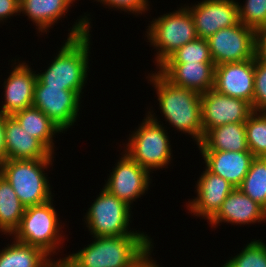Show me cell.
<instances>
[{
	"instance_id": "8992f818",
	"label": "cell",
	"mask_w": 266,
	"mask_h": 267,
	"mask_svg": "<svg viewBox=\"0 0 266 267\" xmlns=\"http://www.w3.org/2000/svg\"><path fill=\"white\" fill-rule=\"evenodd\" d=\"M58 216L53 199L43 204L26 207L21 222L11 238L36 246L51 257L64 243L65 235H61L63 234L61 228L64 226L61 227Z\"/></svg>"
},
{
	"instance_id": "6da1fadb",
	"label": "cell",
	"mask_w": 266,
	"mask_h": 267,
	"mask_svg": "<svg viewBox=\"0 0 266 267\" xmlns=\"http://www.w3.org/2000/svg\"><path fill=\"white\" fill-rule=\"evenodd\" d=\"M87 15L73 24L67 40L62 44L44 72L37 79L46 87L65 88L82 96L89 72L91 21Z\"/></svg>"
},
{
	"instance_id": "d6a6232c",
	"label": "cell",
	"mask_w": 266,
	"mask_h": 267,
	"mask_svg": "<svg viewBox=\"0 0 266 267\" xmlns=\"http://www.w3.org/2000/svg\"><path fill=\"white\" fill-rule=\"evenodd\" d=\"M19 4L20 0H0V22L19 15Z\"/></svg>"
},
{
	"instance_id": "e575fe53",
	"label": "cell",
	"mask_w": 266,
	"mask_h": 267,
	"mask_svg": "<svg viewBox=\"0 0 266 267\" xmlns=\"http://www.w3.org/2000/svg\"><path fill=\"white\" fill-rule=\"evenodd\" d=\"M257 54L266 60V29L257 32Z\"/></svg>"
},
{
	"instance_id": "ffe728a7",
	"label": "cell",
	"mask_w": 266,
	"mask_h": 267,
	"mask_svg": "<svg viewBox=\"0 0 266 267\" xmlns=\"http://www.w3.org/2000/svg\"><path fill=\"white\" fill-rule=\"evenodd\" d=\"M6 160H54L53 154L21 128L13 116L5 115Z\"/></svg>"
},
{
	"instance_id": "d6986e66",
	"label": "cell",
	"mask_w": 266,
	"mask_h": 267,
	"mask_svg": "<svg viewBox=\"0 0 266 267\" xmlns=\"http://www.w3.org/2000/svg\"><path fill=\"white\" fill-rule=\"evenodd\" d=\"M206 168L238 188L255 156L250 151H200Z\"/></svg>"
},
{
	"instance_id": "d590c367",
	"label": "cell",
	"mask_w": 266,
	"mask_h": 267,
	"mask_svg": "<svg viewBox=\"0 0 266 267\" xmlns=\"http://www.w3.org/2000/svg\"><path fill=\"white\" fill-rule=\"evenodd\" d=\"M152 251L153 247L150 248L133 267H160L151 256Z\"/></svg>"
},
{
	"instance_id": "2e32d148",
	"label": "cell",
	"mask_w": 266,
	"mask_h": 267,
	"mask_svg": "<svg viewBox=\"0 0 266 267\" xmlns=\"http://www.w3.org/2000/svg\"><path fill=\"white\" fill-rule=\"evenodd\" d=\"M14 62L7 80H4V104L0 112L7 116L25 108L33 106L34 87L37 81V73L24 61ZM16 63H19L16 65Z\"/></svg>"
},
{
	"instance_id": "4316f807",
	"label": "cell",
	"mask_w": 266,
	"mask_h": 267,
	"mask_svg": "<svg viewBox=\"0 0 266 267\" xmlns=\"http://www.w3.org/2000/svg\"><path fill=\"white\" fill-rule=\"evenodd\" d=\"M249 151L255 157H266V112L254 111L245 121Z\"/></svg>"
},
{
	"instance_id": "1f68e13d",
	"label": "cell",
	"mask_w": 266,
	"mask_h": 267,
	"mask_svg": "<svg viewBox=\"0 0 266 267\" xmlns=\"http://www.w3.org/2000/svg\"><path fill=\"white\" fill-rule=\"evenodd\" d=\"M100 2L101 4L108 6L109 8H115L117 10H121L124 12H131L133 14H144L149 11V3L148 0H95Z\"/></svg>"
},
{
	"instance_id": "277c9868",
	"label": "cell",
	"mask_w": 266,
	"mask_h": 267,
	"mask_svg": "<svg viewBox=\"0 0 266 267\" xmlns=\"http://www.w3.org/2000/svg\"><path fill=\"white\" fill-rule=\"evenodd\" d=\"M153 112L148 111L124 147V152L149 172L167 167L173 159L168 132Z\"/></svg>"
},
{
	"instance_id": "ba28073f",
	"label": "cell",
	"mask_w": 266,
	"mask_h": 267,
	"mask_svg": "<svg viewBox=\"0 0 266 267\" xmlns=\"http://www.w3.org/2000/svg\"><path fill=\"white\" fill-rule=\"evenodd\" d=\"M131 208L126 202L102 188L84 216L89 233L92 237L145 234L139 230H129Z\"/></svg>"
},
{
	"instance_id": "44dd1931",
	"label": "cell",
	"mask_w": 266,
	"mask_h": 267,
	"mask_svg": "<svg viewBox=\"0 0 266 267\" xmlns=\"http://www.w3.org/2000/svg\"><path fill=\"white\" fill-rule=\"evenodd\" d=\"M197 146L200 151H249L245 122L214 127L204 134Z\"/></svg>"
},
{
	"instance_id": "e0dca14e",
	"label": "cell",
	"mask_w": 266,
	"mask_h": 267,
	"mask_svg": "<svg viewBox=\"0 0 266 267\" xmlns=\"http://www.w3.org/2000/svg\"><path fill=\"white\" fill-rule=\"evenodd\" d=\"M215 67L213 62L162 63L158 71L173 85L202 94L213 89Z\"/></svg>"
},
{
	"instance_id": "836d02e7",
	"label": "cell",
	"mask_w": 266,
	"mask_h": 267,
	"mask_svg": "<svg viewBox=\"0 0 266 267\" xmlns=\"http://www.w3.org/2000/svg\"><path fill=\"white\" fill-rule=\"evenodd\" d=\"M6 160L5 115L0 112V163Z\"/></svg>"
},
{
	"instance_id": "9c48e42d",
	"label": "cell",
	"mask_w": 266,
	"mask_h": 267,
	"mask_svg": "<svg viewBox=\"0 0 266 267\" xmlns=\"http://www.w3.org/2000/svg\"><path fill=\"white\" fill-rule=\"evenodd\" d=\"M207 42L216 66L253 59L257 54V32L240 22L218 30Z\"/></svg>"
},
{
	"instance_id": "cb8c5ba5",
	"label": "cell",
	"mask_w": 266,
	"mask_h": 267,
	"mask_svg": "<svg viewBox=\"0 0 266 267\" xmlns=\"http://www.w3.org/2000/svg\"><path fill=\"white\" fill-rule=\"evenodd\" d=\"M42 249L14 239L0 250V267H59Z\"/></svg>"
},
{
	"instance_id": "30bf717a",
	"label": "cell",
	"mask_w": 266,
	"mask_h": 267,
	"mask_svg": "<svg viewBox=\"0 0 266 267\" xmlns=\"http://www.w3.org/2000/svg\"><path fill=\"white\" fill-rule=\"evenodd\" d=\"M81 98L75 91L46 87L37 79L34 87L33 106L41 110L65 132L78 119Z\"/></svg>"
},
{
	"instance_id": "83f0119b",
	"label": "cell",
	"mask_w": 266,
	"mask_h": 267,
	"mask_svg": "<svg viewBox=\"0 0 266 267\" xmlns=\"http://www.w3.org/2000/svg\"><path fill=\"white\" fill-rule=\"evenodd\" d=\"M225 262L222 267H266V243L254 239Z\"/></svg>"
},
{
	"instance_id": "7c38bea8",
	"label": "cell",
	"mask_w": 266,
	"mask_h": 267,
	"mask_svg": "<svg viewBox=\"0 0 266 267\" xmlns=\"http://www.w3.org/2000/svg\"><path fill=\"white\" fill-rule=\"evenodd\" d=\"M254 112L245 100L226 96L214 89L201 94V122L204 134L228 123L245 122Z\"/></svg>"
},
{
	"instance_id": "8fae6325",
	"label": "cell",
	"mask_w": 266,
	"mask_h": 267,
	"mask_svg": "<svg viewBox=\"0 0 266 267\" xmlns=\"http://www.w3.org/2000/svg\"><path fill=\"white\" fill-rule=\"evenodd\" d=\"M103 188L130 207L150 186V172L132 160L123 150Z\"/></svg>"
},
{
	"instance_id": "484cf974",
	"label": "cell",
	"mask_w": 266,
	"mask_h": 267,
	"mask_svg": "<svg viewBox=\"0 0 266 267\" xmlns=\"http://www.w3.org/2000/svg\"><path fill=\"white\" fill-rule=\"evenodd\" d=\"M266 210V157H255L238 187Z\"/></svg>"
},
{
	"instance_id": "603a6c76",
	"label": "cell",
	"mask_w": 266,
	"mask_h": 267,
	"mask_svg": "<svg viewBox=\"0 0 266 267\" xmlns=\"http://www.w3.org/2000/svg\"><path fill=\"white\" fill-rule=\"evenodd\" d=\"M21 128L38 139L52 154H54L55 143L53 137L63 131L41 110L31 106L18 111L12 115Z\"/></svg>"
},
{
	"instance_id": "52a82bcc",
	"label": "cell",
	"mask_w": 266,
	"mask_h": 267,
	"mask_svg": "<svg viewBox=\"0 0 266 267\" xmlns=\"http://www.w3.org/2000/svg\"><path fill=\"white\" fill-rule=\"evenodd\" d=\"M147 27V42L157 52L154 58L156 68L177 49L197 38L194 21L185 5L153 19Z\"/></svg>"
},
{
	"instance_id": "9a60e30c",
	"label": "cell",
	"mask_w": 266,
	"mask_h": 267,
	"mask_svg": "<svg viewBox=\"0 0 266 267\" xmlns=\"http://www.w3.org/2000/svg\"><path fill=\"white\" fill-rule=\"evenodd\" d=\"M197 197L188 201L189 212L210 221L220 210L234 186L224 178L210 172L206 167L196 184Z\"/></svg>"
},
{
	"instance_id": "4fadbf2b",
	"label": "cell",
	"mask_w": 266,
	"mask_h": 267,
	"mask_svg": "<svg viewBox=\"0 0 266 267\" xmlns=\"http://www.w3.org/2000/svg\"><path fill=\"white\" fill-rule=\"evenodd\" d=\"M240 3L235 0H202L186 7L194 21L197 38L208 39L222 28L238 24Z\"/></svg>"
},
{
	"instance_id": "5b68a950",
	"label": "cell",
	"mask_w": 266,
	"mask_h": 267,
	"mask_svg": "<svg viewBox=\"0 0 266 267\" xmlns=\"http://www.w3.org/2000/svg\"><path fill=\"white\" fill-rule=\"evenodd\" d=\"M52 160L27 159L4 160L0 163V175L12 186L25 207L43 204L53 198L52 189L44 173L53 166Z\"/></svg>"
},
{
	"instance_id": "7a4b0ae2",
	"label": "cell",
	"mask_w": 266,
	"mask_h": 267,
	"mask_svg": "<svg viewBox=\"0 0 266 267\" xmlns=\"http://www.w3.org/2000/svg\"><path fill=\"white\" fill-rule=\"evenodd\" d=\"M93 238L86 247L58 259L59 267H133L154 244L148 234Z\"/></svg>"
},
{
	"instance_id": "5bb4252c",
	"label": "cell",
	"mask_w": 266,
	"mask_h": 267,
	"mask_svg": "<svg viewBox=\"0 0 266 267\" xmlns=\"http://www.w3.org/2000/svg\"><path fill=\"white\" fill-rule=\"evenodd\" d=\"M213 89L220 94L245 100L253 107L254 58L217 65Z\"/></svg>"
},
{
	"instance_id": "ac0fdd59",
	"label": "cell",
	"mask_w": 266,
	"mask_h": 267,
	"mask_svg": "<svg viewBox=\"0 0 266 267\" xmlns=\"http://www.w3.org/2000/svg\"><path fill=\"white\" fill-rule=\"evenodd\" d=\"M261 221H266V210L239 188H234L224 200L217 214L209 221V224L215 228L222 222L245 225L260 223Z\"/></svg>"
},
{
	"instance_id": "f546056e",
	"label": "cell",
	"mask_w": 266,
	"mask_h": 267,
	"mask_svg": "<svg viewBox=\"0 0 266 267\" xmlns=\"http://www.w3.org/2000/svg\"><path fill=\"white\" fill-rule=\"evenodd\" d=\"M238 5L239 21L256 32L266 29V0H245Z\"/></svg>"
},
{
	"instance_id": "7402d4cb",
	"label": "cell",
	"mask_w": 266,
	"mask_h": 267,
	"mask_svg": "<svg viewBox=\"0 0 266 267\" xmlns=\"http://www.w3.org/2000/svg\"><path fill=\"white\" fill-rule=\"evenodd\" d=\"M75 0H20L19 14L24 13L35 23L37 31L47 32L65 13Z\"/></svg>"
},
{
	"instance_id": "f1b7e54d",
	"label": "cell",
	"mask_w": 266,
	"mask_h": 267,
	"mask_svg": "<svg viewBox=\"0 0 266 267\" xmlns=\"http://www.w3.org/2000/svg\"><path fill=\"white\" fill-rule=\"evenodd\" d=\"M213 62L207 39L196 38L172 53L163 63Z\"/></svg>"
},
{
	"instance_id": "4dcf8cb0",
	"label": "cell",
	"mask_w": 266,
	"mask_h": 267,
	"mask_svg": "<svg viewBox=\"0 0 266 267\" xmlns=\"http://www.w3.org/2000/svg\"><path fill=\"white\" fill-rule=\"evenodd\" d=\"M253 110L266 112V60L258 54L254 57Z\"/></svg>"
},
{
	"instance_id": "d4e9b609",
	"label": "cell",
	"mask_w": 266,
	"mask_h": 267,
	"mask_svg": "<svg viewBox=\"0 0 266 267\" xmlns=\"http://www.w3.org/2000/svg\"><path fill=\"white\" fill-rule=\"evenodd\" d=\"M11 184L0 175V232L12 235L18 228L25 211Z\"/></svg>"
},
{
	"instance_id": "3957f363",
	"label": "cell",
	"mask_w": 266,
	"mask_h": 267,
	"mask_svg": "<svg viewBox=\"0 0 266 267\" xmlns=\"http://www.w3.org/2000/svg\"><path fill=\"white\" fill-rule=\"evenodd\" d=\"M146 76L155 87L160 113L177 131L188 133L197 145L204 136L201 122V94L173 85L159 71Z\"/></svg>"
}]
</instances>
